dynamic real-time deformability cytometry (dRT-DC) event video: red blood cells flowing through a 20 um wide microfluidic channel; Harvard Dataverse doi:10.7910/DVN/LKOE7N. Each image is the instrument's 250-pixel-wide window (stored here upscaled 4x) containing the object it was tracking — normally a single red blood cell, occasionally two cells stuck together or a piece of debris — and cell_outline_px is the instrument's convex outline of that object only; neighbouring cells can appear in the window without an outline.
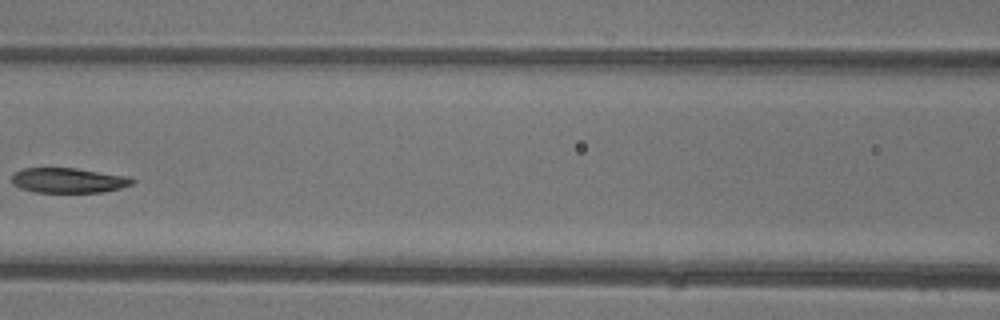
{"species": "common noctule bat (a hibernating species)", "species_latin": "Nyctalus noctula", "temperature_condition": "warm", "stored_images_in_passage": 6, "camera_frame_rate_fps": 3000, "um_per_image_px": 0.085, "animal": {"sex": "female"}, "frame": {"image": 1, "passage_image": 5, "time_ms": 5.667, "image_size_px": [1000, 320], "cell_outline_px": [[136, 180], [132, 184], [120, 188], [104, 192], [36, 192], [20, 188], [12, 184], [12, 176], [16, 172], [24, 168], [76, 168], [128, 176]], "centroid_in_image_um": [5.83, 15.33], "position_along_channel_um": 160.8, "area_um2": 17.51}}